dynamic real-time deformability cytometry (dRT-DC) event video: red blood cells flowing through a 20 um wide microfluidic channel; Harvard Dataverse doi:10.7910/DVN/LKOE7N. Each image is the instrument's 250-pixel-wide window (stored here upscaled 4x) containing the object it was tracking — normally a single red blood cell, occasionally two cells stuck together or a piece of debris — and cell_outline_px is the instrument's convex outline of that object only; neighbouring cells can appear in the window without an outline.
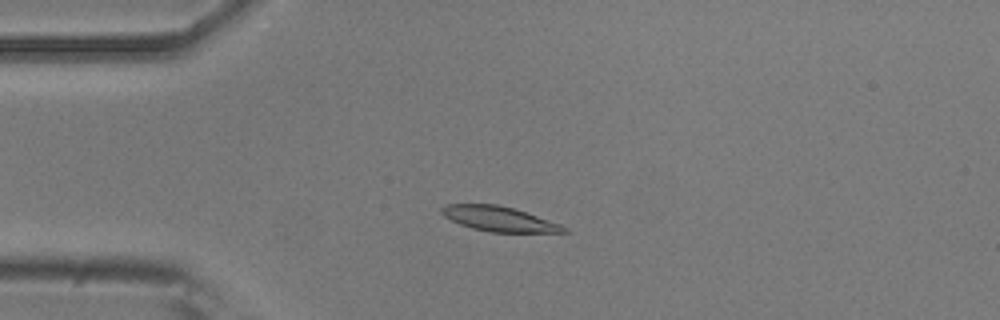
{"species": "common noctule bat (a hibernating species)", "species_latin": "Nyctalus noctula", "temperature_condition": "room temperature", "stored_images_in_passage": 52, "camera_frame_rate_fps": 3000, "um_per_image_px": 0.085, "animal": {"sex": "male", "body_mass_g": 20.5, "forearm_length_mm": 52.5}, "frame": {"image": 1, "passage_image": 12, "time_ms": 3.667, "image_size_px": [1000, 320], "cell_outline_px": [[572, 232], [492, 232], [472, 228], [460, 224], [444, 216], [440, 212], [440, 208], [444, 204], [496, 204], [512, 208], [560, 224], [568, 228]], "centroid_in_image_um": [42.39, 18.6], "position_along_channel_um": 42.6, "area_um2": 17.51}}
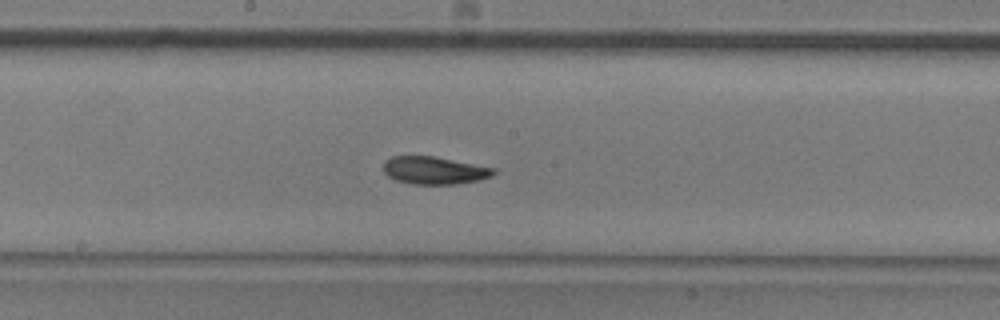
{"frame": {"image": 2, "passage_image": 27, "time_ms": 8.667, "image_size_px": [1000, 320], "cell_outline_px": [[496, 172], [492, 176], [480, 180], [456, 184], [412, 184], [396, 180], [388, 176], [384, 172], [384, 160], [392, 156], [432, 156], [496, 168]], "centroid_in_image_um": [36.92, 14.48], "position_along_channel_um": 211.3, "area_um2": 17.74}}
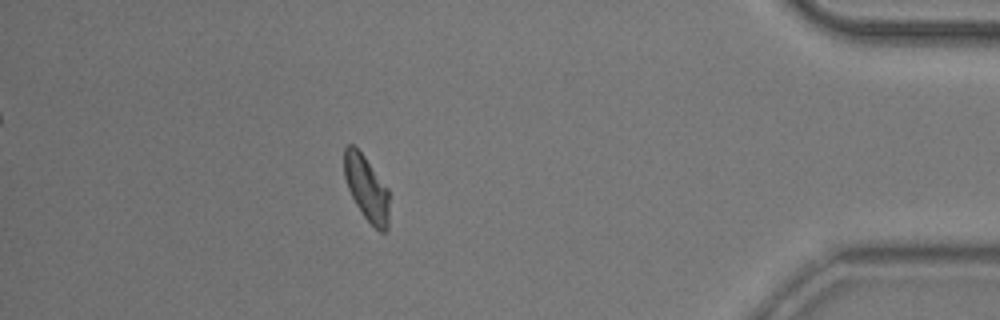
{"frame": {"image": 3, "passage_image": 46, "time_ms": 15.0, "image_size_px": [1000, 320], "cell_outline_px": [[388, 228], [384, 232], [380, 232], [364, 216], [356, 204], [348, 188], [344, 176], [344, 148], [348, 144], [352, 144], [364, 156], [388, 188]], "centroid_in_image_um": [31.15, 15.98], "position_along_channel_um": 404.1, "area_um2": 16.76}, "authors_computed_cell_mechanics": {"area_um2": 17.9758, "velocity_mm_per_s": 3.7719, "shape_relaxation_time_tau1_ms": 3.1054, "shape_relaxation_time_tau2_ms": 4.157, "deformation_change_tau1": 0.1262, "deformation_change_tau2": 0.0885}}